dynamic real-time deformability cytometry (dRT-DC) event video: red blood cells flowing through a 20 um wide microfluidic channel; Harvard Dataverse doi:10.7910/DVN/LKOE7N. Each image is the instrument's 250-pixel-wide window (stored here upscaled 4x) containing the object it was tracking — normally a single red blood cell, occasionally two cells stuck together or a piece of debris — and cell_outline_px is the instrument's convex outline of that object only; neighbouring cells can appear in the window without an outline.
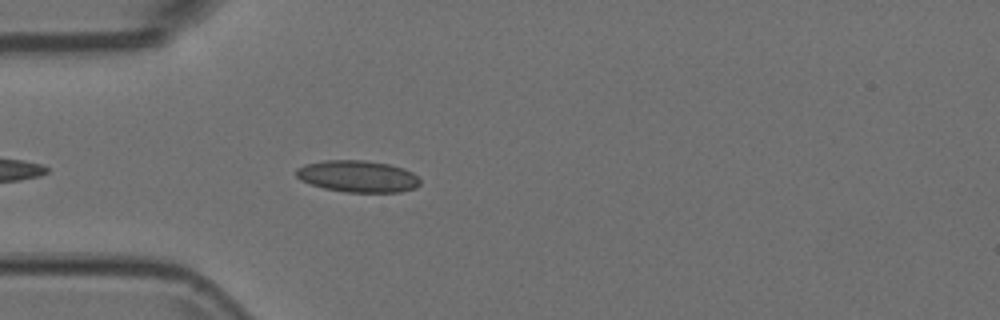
{"species": "Egyptian fruit bat (a non-hibernating species)", "species_latin": "Rousettus aegyptiacus", "temperature_condition": "room temperature", "stored_images_in_passage": 27, "camera_frame_rate_fps": 3000, "um_per_image_px": 0.085, "animal": {"sex": "female"}, "frame": {"image": 1, "passage_image": 4, "time_ms": 1.0, "image_size_px": [1000, 320], "cell_outline_px": [[420, 184], [416, 188], [400, 192], [344, 192], [324, 188], [300, 180], [296, 176], [296, 168], [304, 164], [324, 160], [364, 160], [388, 164], [404, 168], [412, 172], [420, 180]], "centroid_in_image_um": [30.4, 14.98], "position_along_channel_um": 54.6, "area_um2": 23.0}}
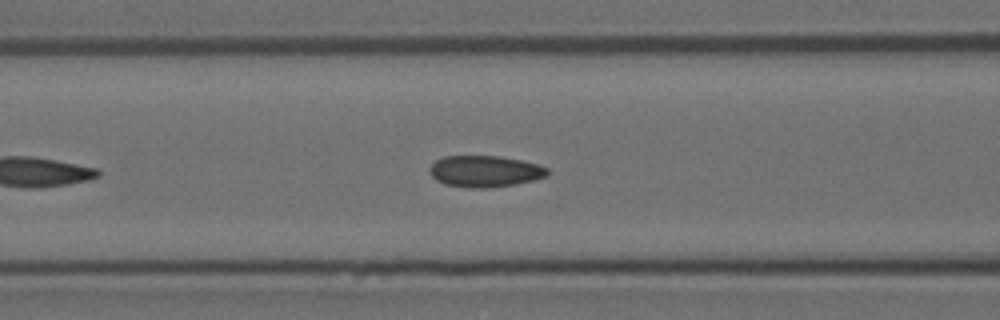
{"frame": {"image": 2, "passage_image": 10, "time_ms": 3.0, "image_size_px": [1000, 320], "cell_outline_px": [[548, 176], [532, 180], [512, 184], [488, 188], [472, 188], [444, 184], [436, 180], [428, 172], [428, 168], [436, 160], [444, 156], [496, 156], [520, 160], [536, 164], [548, 168]], "centroid_in_image_um": [41.17, 14.56], "position_along_channel_um": 125.4, "area_um2": 21.44}}
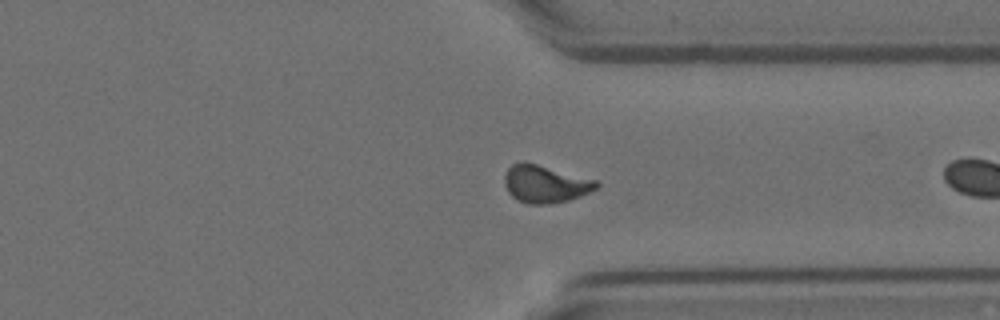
{"frame": {"image": 3, "passage_image": 26, "time_ms": 8.333, "image_size_px": [1000, 320], "cell_outline_px": [[600, 188], [580, 196], [568, 200], [552, 204], [528, 204], [512, 196], [508, 192], [504, 184], [504, 176], [508, 168], [512, 164], [520, 160], [524, 160], [596, 180], [600, 184]], "centroid_in_image_um": [46.34, 15.62], "position_along_channel_um": 365.1, "area_um2": 20.35}}